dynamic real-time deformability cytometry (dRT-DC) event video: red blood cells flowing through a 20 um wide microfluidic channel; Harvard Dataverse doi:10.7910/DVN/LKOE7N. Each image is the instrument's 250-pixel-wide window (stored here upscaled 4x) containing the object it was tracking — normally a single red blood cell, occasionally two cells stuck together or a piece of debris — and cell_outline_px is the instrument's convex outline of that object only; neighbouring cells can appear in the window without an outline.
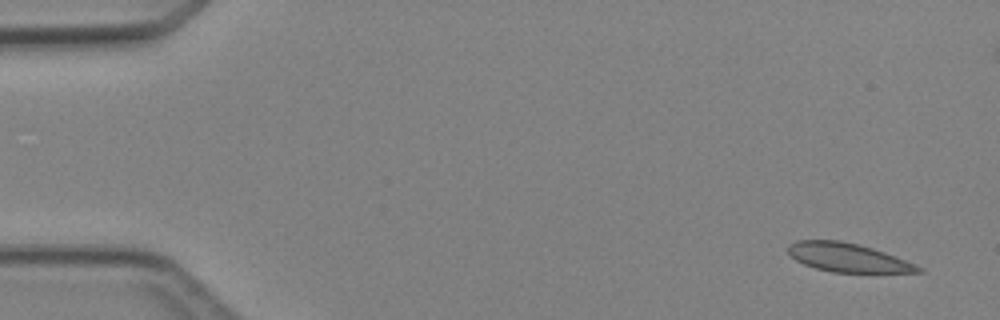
{"species": "Egyptian fruit bat (a non-hibernating species)", "species_latin": "Rousettus aegyptiacus", "temperature_condition": "cold", "stored_images_in_passage": 5, "camera_frame_rate_fps": 3000, "um_per_image_px": 0.085, "animal": {"sex": "female"}, "frame": {"image": 1, "passage_image": 1, "time_ms": 0.0, "image_size_px": [1000, 320], "cell_outline_px": [[924, 272], [832, 272], [816, 268], [804, 264], [796, 260], [788, 252], [788, 244], [796, 240], [840, 240], [872, 248], [884, 252], [916, 264], [924, 268]], "centroid_in_image_um": [72.05, 21.89], "position_along_channel_um": 12.9, "area_um2": 21.62}}